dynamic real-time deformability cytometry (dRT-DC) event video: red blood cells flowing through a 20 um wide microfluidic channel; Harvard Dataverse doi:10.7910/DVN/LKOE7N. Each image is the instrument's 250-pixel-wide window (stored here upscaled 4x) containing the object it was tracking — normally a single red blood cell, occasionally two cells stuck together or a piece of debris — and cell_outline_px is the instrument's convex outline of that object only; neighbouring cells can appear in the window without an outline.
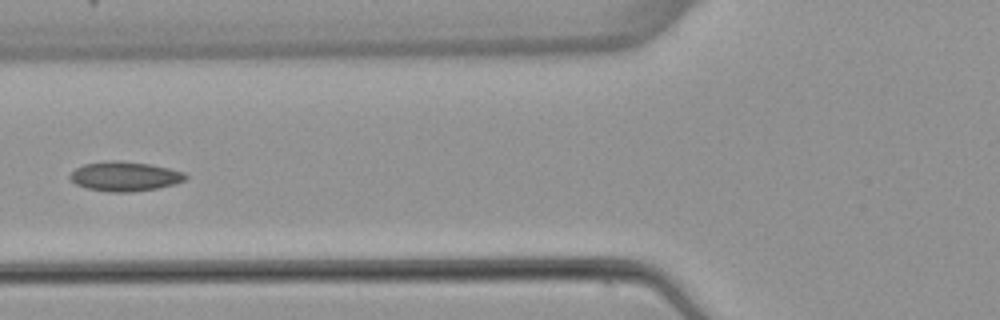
{"species": "common noctule bat (a hibernating species)", "species_latin": "Nyctalus noctula", "temperature_condition": "warm", "stored_images_in_passage": 6, "camera_frame_rate_fps": 3000, "um_per_image_px": 0.085, "animal": {"sex": "female", "body_mass_g": 22.7, "forearm_length_mm": 54.2}, "frame": {"image": 1, "passage_image": 6, "time_ms": 6.333, "image_size_px": [1000, 320], "cell_outline_px": [[188, 176], [184, 180], [176, 184], [156, 188], [132, 192], [108, 192], [88, 188], [76, 184], [68, 176], [76, 168], [84, 164], [104, 160], [120, 160], [148, 164], [168, 168], [184, 172]], "centroid_in_image_um": [10.6, 14.98], "position_along_channel_um": 115.2, "area_um2": 19.88}}